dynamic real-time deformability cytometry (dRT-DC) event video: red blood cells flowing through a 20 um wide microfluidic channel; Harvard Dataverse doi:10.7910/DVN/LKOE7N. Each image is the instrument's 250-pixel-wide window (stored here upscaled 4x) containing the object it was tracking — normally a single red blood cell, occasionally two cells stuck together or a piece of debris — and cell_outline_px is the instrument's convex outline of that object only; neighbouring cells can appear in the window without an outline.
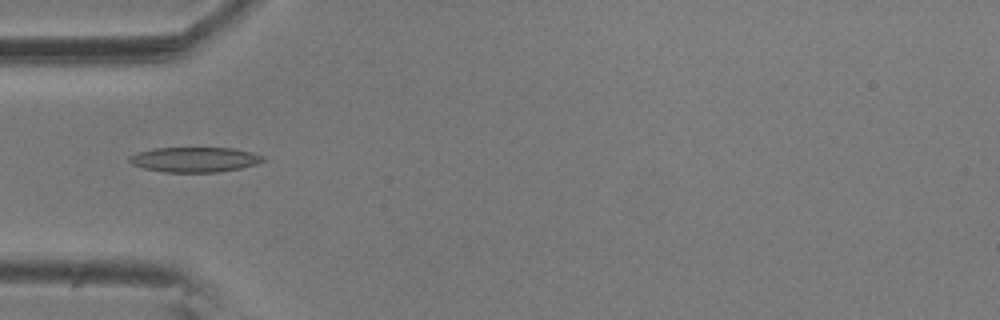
{"species": "common noctule bat (a hibernating species)", "species_latin": "Nyctalus noctula", "temperature_condition": "room temperature", "stored_images_in_passage": 7, "camera_frame_rate_fps": 3000, "um_per_image_px": 0.085, "animal": {"sex": "male", "body_mass_g": 20.5, "forearm_length_mm": 52.5}, "frame": {"image": 1, "passage_image": 3, "time_ms": 0.667, "image_size_px": [1000, 320], "cell_outline_px": [[264, 160], [256, 164], [240, 168], [216, 172], [164, 172], [144, 168], [132, 164], [128, 160], [128, 156], [136, 152], [152, 148], [232, 148], [252, 152], [264, 156]], "centroid_in_image_um": [16.51, 13.55], "position_along_channel_um": 68.5, "area_um2": 19.48}}
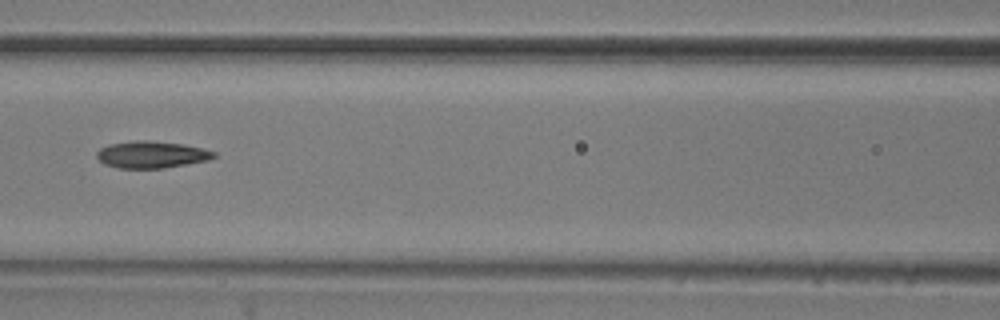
{"frame": {"image": 2, "passage_image": 5, "time_ms": 1.333, "image_size_px": [1000, 320], "cell_outline_px": [[216, 156], [208, 160], [164, 168], [120, 168], [104, 164], [96, 156], [96, 152], [100, 148], [108, 144], [136, 140], [144, 140], [184, 144], [204, 148], [216, 152]], "centroid_in_image_um": [12.88, 13.13], "position_along_channel_um": 153.7, "area_um2": 18.38}}
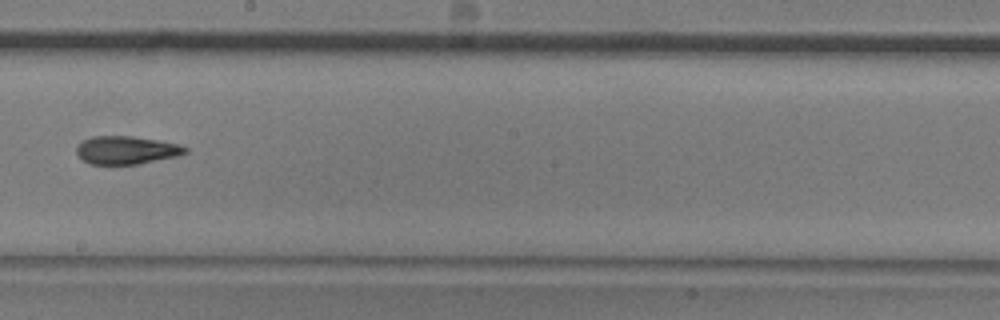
{"frame": {"image": 3, "passage_image": 7, "time_ms": 2.0, "image_size_px": [1000, 320], "cell_outline_px": [[188, 152], [176, 156], [140, 164], [92, 164], [84, 160], [76, 152], [76, 148], [84, 140], [92, 136], [132, 136], [180, 144], [188, 148]], "centroid_in_image_um": [10.77, 12.76], "position_along_channel_um": 237.4, "area_um2": 17.63}}